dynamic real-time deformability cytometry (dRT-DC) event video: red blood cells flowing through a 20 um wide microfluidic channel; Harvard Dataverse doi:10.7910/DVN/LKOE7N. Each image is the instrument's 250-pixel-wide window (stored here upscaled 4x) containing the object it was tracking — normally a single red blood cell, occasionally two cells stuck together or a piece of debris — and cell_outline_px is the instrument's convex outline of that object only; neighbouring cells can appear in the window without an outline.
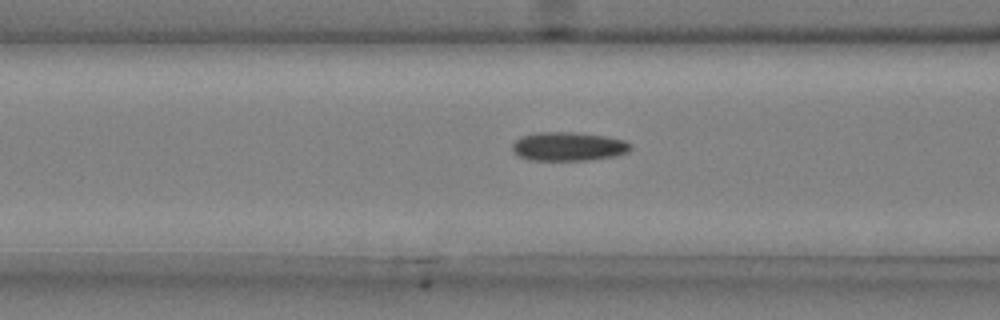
{"species": "common noctule bat (a hibernating species)", "species_latin": "Nyctalus noctula", "temperature_condition": "cold", "stored_images_in_passage": 40, "camera_frame_rate_fps": 3000, "um_per_image_px": 0.085, "animal": {"sex": "male", "body_mass_g": 20.4}, "frame": {"image": 1, "passage_image": 11, "time_ms": 3.333, "image_size_px": [1000, 320], "cell_outline_px": [[632, 148], [628, 152], [612, 156], [588, 160], [528, 160], [516, 156], [512, 148], [512, 144], [516, 140], [524, 136], [536, 132], [572, 132], [604, 136], [624, 140]], "centroid_in_image_um": [48.26, 12.45], "position_along_channel_um": 118.3, "area_um2": 19.71}}
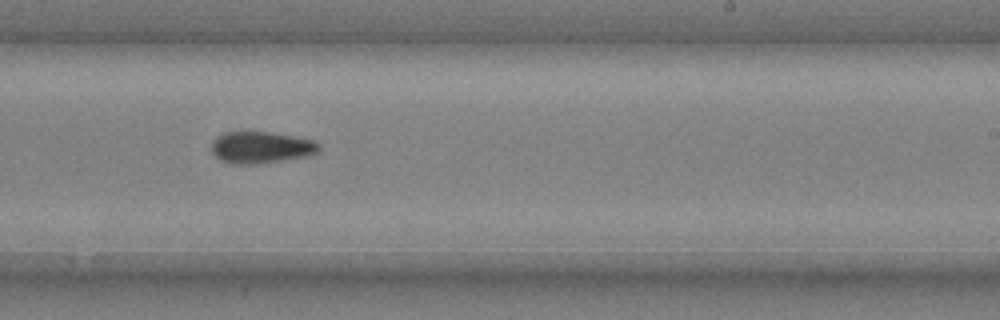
{"frame": {"image": 2, "passage_image": 23, "time_ms": 7.333, "image_size_px": [1000, 320], "cell_outline_px": [[320, 148], [316, 152], [308, 156], [260, 164], [228, 164], [220, 160], [212, 152], [212, 144], [216, 136], [224, 132], [272, 132], [296, 136], [312, 140], [320, 144]], "centroid_in_image_um": [22.18, 12.53], "position_along_channel_um": 266.8, "area_um2": 20.06}}
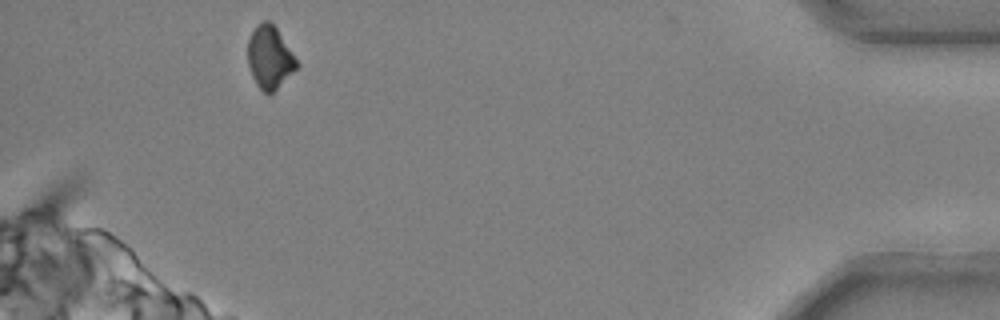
{"frame": {"image": 3, "passage_image": 39, "time_ms": 12.667, "image_size_px": [1000, 320], "cell_outline_px": [[300, 64], [268, 96], [256, 84], [252, 76], [248, 64], [248, 40], [252, 32], [264, 20], [272, 20]], "centroid_in_image_um": [22.93, 4.85], "position_along_channel_um": 412.3, "area_um2": 17.69}}